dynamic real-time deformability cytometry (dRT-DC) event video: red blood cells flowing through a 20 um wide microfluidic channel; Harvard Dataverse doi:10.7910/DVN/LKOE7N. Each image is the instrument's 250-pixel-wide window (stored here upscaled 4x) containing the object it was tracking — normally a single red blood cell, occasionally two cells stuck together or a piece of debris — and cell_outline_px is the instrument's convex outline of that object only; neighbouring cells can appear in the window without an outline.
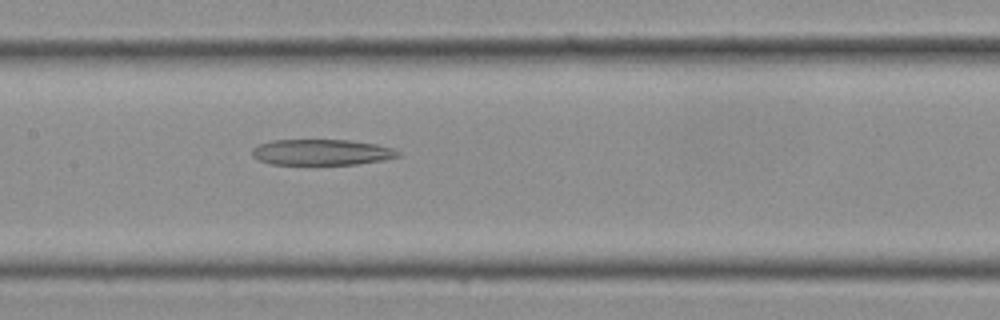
{"species": "Egyptian fruit bat (a non-hibernating species)", "species_latin": "Rousettus aegyptiacus", "temperature_condition": "cold", "stored_images_in_passage": 10, "camera_frame_rate_fps": 3000, "um_per_image_px": 0.085, "frame": {"image": 1, "passage_image": 10, "time_ms": 3.0, "image_size_px": [1000, 320], "cell_outline_px": [[400, 156], [384, 160], [356, 164], [272, 164], [256, 160], [252, 156], [252, 148], [256, 144], [272, 140], [352, 140], [376, 144], [392, 148], [400, 152]], "centroid_in_image_um": [27.3, 12.93], "position_along_channel_um": 180.1, "area_um2": 22.14}}